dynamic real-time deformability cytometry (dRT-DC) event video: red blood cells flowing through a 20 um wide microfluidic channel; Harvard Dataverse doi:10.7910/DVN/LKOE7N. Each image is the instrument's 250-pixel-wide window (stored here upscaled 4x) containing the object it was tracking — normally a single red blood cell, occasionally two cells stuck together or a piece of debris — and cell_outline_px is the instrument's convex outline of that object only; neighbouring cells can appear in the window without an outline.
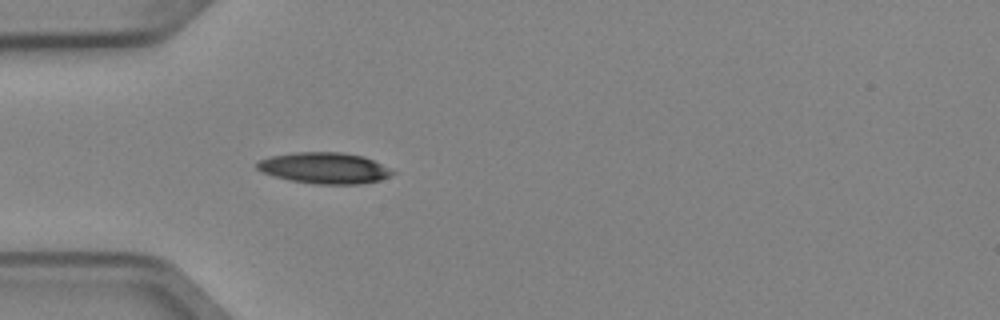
{"species": "Egyptian fruit bat (a non-hibernating species)", "species_latin": "Rousettus aegyptiacus", "temperature_condition": "cold", "stored_images_in_passage": 6, "camera_frame_rate_fps": 3000, "um_per_image_px": 0.085, "animal": {"sex": "female"}, "frame": {"image": 1, "passage_image": 6, "time_ms": 1.667, "image_size_px": [1000, 320], "cell_outline_px": [[396, 172], [380, 180], [356, 184], [316, 184], [292, 180], [276, 176], [264, 172], [256, 168], [256, 160], [272, 156], [296, 152], [340, 152], [364, 156]], "centroid_in_image_um": [27.56, 14.27], "position_along_channel_um": 57.4, "area_um2": 24.22}}